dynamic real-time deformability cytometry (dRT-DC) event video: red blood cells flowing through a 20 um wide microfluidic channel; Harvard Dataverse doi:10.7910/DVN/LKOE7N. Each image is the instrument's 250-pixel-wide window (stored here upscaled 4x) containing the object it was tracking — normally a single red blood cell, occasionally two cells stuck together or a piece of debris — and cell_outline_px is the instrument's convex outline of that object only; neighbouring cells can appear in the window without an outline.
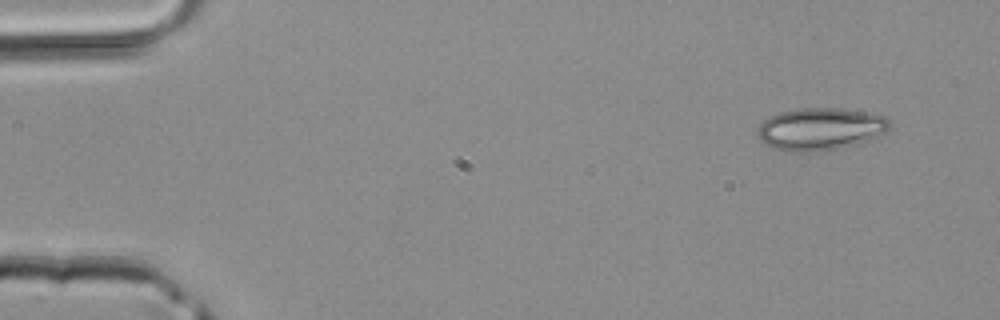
{"species": "common noctule bat (a hibernating species)", "species_latin": "Nyctalus noctula", "temperature_condition": "room temperature", "stored_images_in_passage": 4, "camera_frame_rate_fps": 3000, "um_per_image_px": 0.085, "animal": {"sex": "male", "body_mass_g": 20.4}, "frame": {"image": 1, "passage_image": 1, "time_ms": 0.0, "image_size_px": [1000, 320], "cell_outline_px": [[892, 128], [888, 132], [868, 140], [856, 144], [840, 148], [812, 152], [800, 152], [776, 148], [760, 140], [756, 136], [756, 132], [760, 124], [768, 116], [780, 112], [796, 108], [840, 108], [864, 112], [884, 116], [892, 124]], "centroid_in_image_um": [69.75, 10.95], "position_along_channel_um": 15.3, "area_um2": 32.71}}